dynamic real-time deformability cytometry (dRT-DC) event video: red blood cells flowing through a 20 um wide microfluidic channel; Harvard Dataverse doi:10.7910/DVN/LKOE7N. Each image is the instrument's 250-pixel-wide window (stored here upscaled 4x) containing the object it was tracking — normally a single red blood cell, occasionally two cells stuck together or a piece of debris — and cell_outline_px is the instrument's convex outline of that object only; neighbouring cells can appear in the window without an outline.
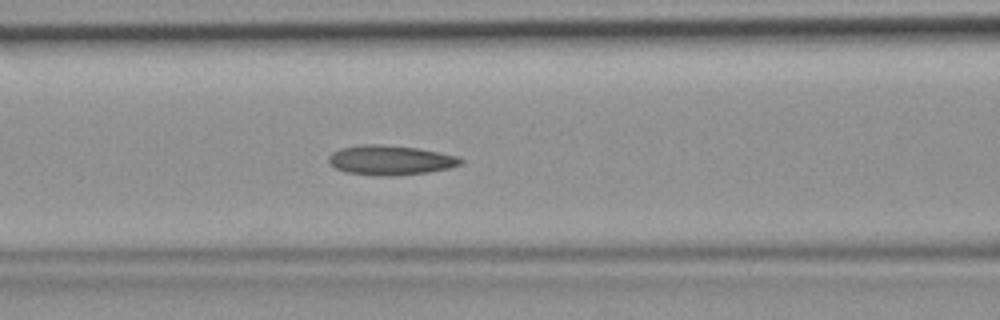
{"species": "common noctule bat (a hibernating species)", "species_latin": "Nyctalus noctula", "temperature_condition": "room temperature", "stored_images_in_passage": 28, "camera_frame_rate_fps": 3000, "um_per_image_px": 0.085, "animal": {"sex": "female", "body_mass_g": 19.9}, "frame": {"image": 1, "passage_image": 7, "time_ms": 2.0, "image_size_px": [1000, 320], "cell_outline_px": [[464, 160], [460, 164], [448, 168], [428, 172], [392, 176], [384, 176], [344, 172], [336, 168], [328, 160], [328, 156], [332, 152], [340, 148], [360, 144], [384, 144], [416, 148], [456, 156]], "centroid_in_image_um": [33.13, 13.6], "position_along_channel_um": 133.5, "area_um2": 22.66}}
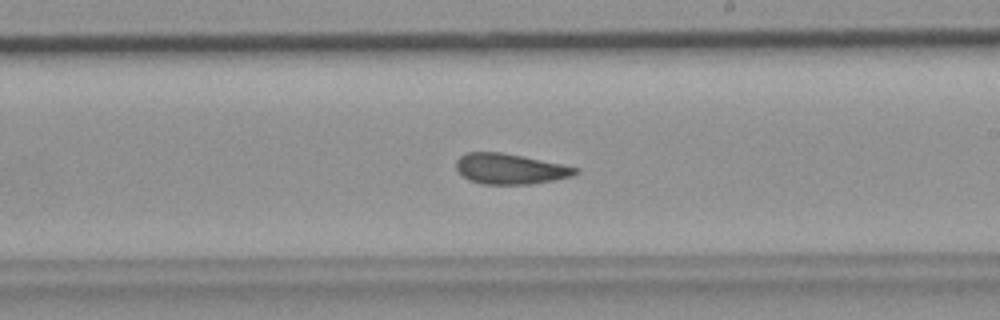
{"frame": {"image": 2, "passage_image": 15, "time_ms": 4.667, "image_size_px": [1000, 320], "cell_outline_px": [[580, 172], [572, 176], [556, 180], [532, 184], [484, 184], [468, 180], [456, 168], [456, 160], [460, 156], [468, 152], [500, 152], [580, 168]], "centroid_in_image_um": [43.37, 14.36], "position_along_channel_um": 245.6, "area_um2": 21.04}}
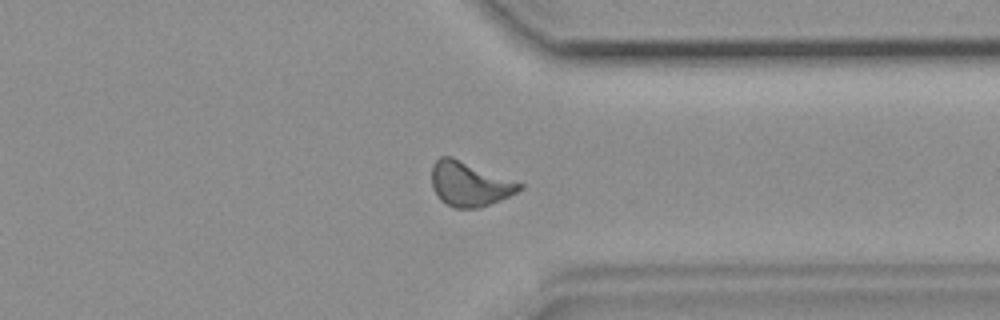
{"frame": {"image": 3, "passage_image": 24, "time_ms": 7.667, "image_size_px": [1000, 320], "cell_outline_px": [[524, 188], [500, 200], [480, 208], [452, 208], [440, 200], [436, 196], [432, 188], [432, 164], [440, 156], [452, 156], [524, 184]], "centroid_in_image_um": [39.88, 15.64], "position_along_channel_um": 371.5, "area_um2": 22.95}}